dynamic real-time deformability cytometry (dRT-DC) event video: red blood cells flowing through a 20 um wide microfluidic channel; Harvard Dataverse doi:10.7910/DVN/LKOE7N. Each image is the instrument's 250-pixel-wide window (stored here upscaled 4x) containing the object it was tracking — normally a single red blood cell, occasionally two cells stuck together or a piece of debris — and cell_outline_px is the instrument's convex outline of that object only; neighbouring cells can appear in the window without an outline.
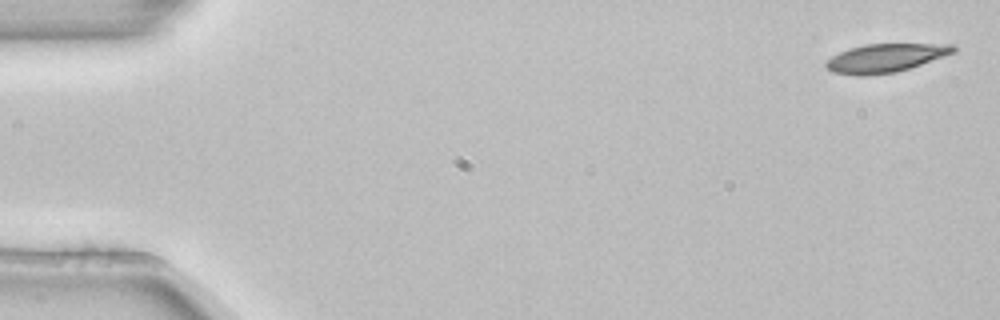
{"species": "common noctule bat (a hibernating species)", "species_latin": "Nyctalus noctula", "temperature_condition": "room temperature", "stored_images_in_passage": 4, "camera_frame_rate_fps": 3000, "um_per_image_px": 0.085, "animal": {"sex": "female", "body_mass_g": 22.7, "forearm_length_mm": 54.2}, "frame": {"image": 1, "passage_image": 1, "time_ms": 0.0, "image_size_px": [1000, 320], "cell_outline_px": [[956, 52], [896, 72], [868, 76], [856, 76], [832, 72], [824, 64], [832, 56], [840, 52], [864, 44], [956, 44]], "centroid_in_image_um": [75.26, 4.93], "position_along_channel_um": 9.7, "area_um2": 21.04}}
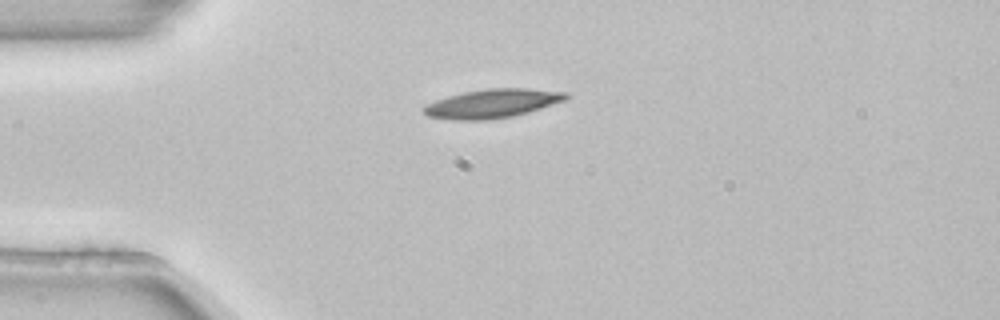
{"frame": {"image": 2, "passage_image": 3, "time_ms": 0.667, "image_size_px": [1000, 320], "cell_outline_px": [[568, 96], [564, 100], [528, 112], [512, 116], [488, 120], [452, 120], [428, 116], [420, 108], [436, 100], [448, 96], [464, 92], [488, 88], [528, 88], [568, 92]], "centroid_in_image_um": [41.83, 8.8], "position_along_channel_um": 43.2, "area_um2": 23.76}}